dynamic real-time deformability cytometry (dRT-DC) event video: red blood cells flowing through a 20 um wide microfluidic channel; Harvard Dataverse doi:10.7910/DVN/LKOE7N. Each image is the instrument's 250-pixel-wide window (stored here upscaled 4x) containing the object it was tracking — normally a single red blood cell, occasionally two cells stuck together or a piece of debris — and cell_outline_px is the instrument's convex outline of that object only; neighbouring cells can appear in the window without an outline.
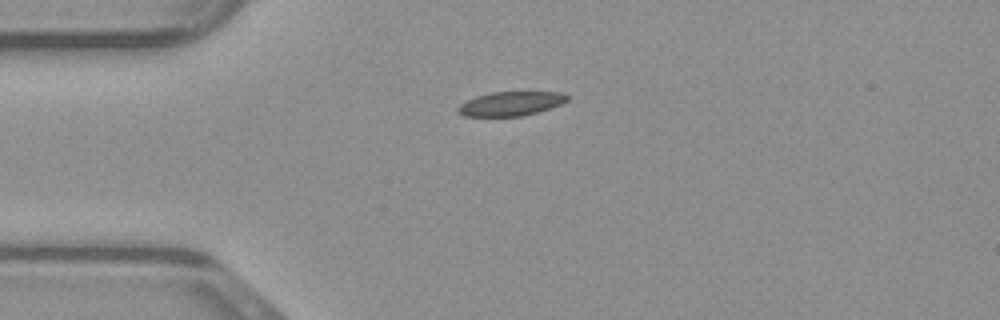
{"species": "common noctule bat (a hibernating species)", "species_latin": "Nyctalus noctula", "temperature_condition": "warm", "stored_images_in_passage": 38, "camera_frame_rate_fps": 3000, "um_per_image_px": 0.085, "animal": {"sex": "male", "body_mass_g": 23.1, "forearm_length_mm": 52.7}, "frame": {"image": 1, "passage_image": 1, "time_ms": 0.0, "image_size_px": [1000, 320], "cell_outline_px": [[568, 100], [560, 104], [524, 116], [464, 116], [456, 112], [456, 108], [460, 104], [476, 96], [492, 92], [560, 92], [568, 96]], "centroid_in_image_um": [43.37, 8.81], "position_along_channel_um": 41.6, "area_um2": 15.26}}
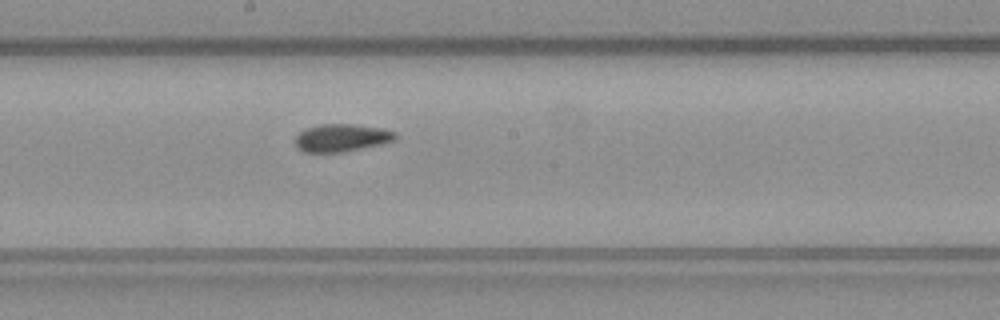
{"frame": {"image": 2, "passage_image": 15, "time_ms": 4.667, "image_size_px": [1000, 320], "cell_outline_px": [[396, 140], [384, 144], [340, 152], [304, 152], [296, 148], [296, 136], [300, 132], [308, 128], [320, 124], [352, 124], [380, 128], [396, 132]], "centroid_in_image_um": [29.05, 11.72], "position_along_channel_um": 219.1, "area_um2": 16.07}}
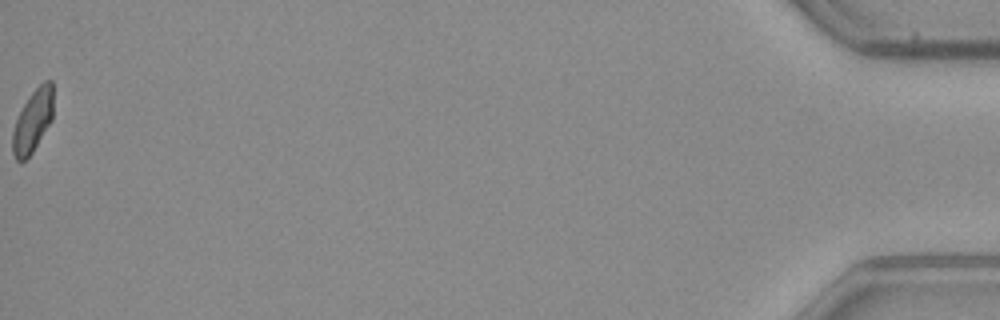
{"frame": {"image": 3, "passage_image": 38, "time_ms": 12.333, "image_size_px": [1000, 320], "cell_outline_px": [[52, 120], [32, 152], [24, 160], [16, 160], [12, 152], [12, 132], [16, 120], [24, 104], [32, 92], [44, 80], [52, 80]], "centroid_in_image_um": [2.78, 10.28], "position_along_channel_um": 432.4, "area_um2": 14.57}}